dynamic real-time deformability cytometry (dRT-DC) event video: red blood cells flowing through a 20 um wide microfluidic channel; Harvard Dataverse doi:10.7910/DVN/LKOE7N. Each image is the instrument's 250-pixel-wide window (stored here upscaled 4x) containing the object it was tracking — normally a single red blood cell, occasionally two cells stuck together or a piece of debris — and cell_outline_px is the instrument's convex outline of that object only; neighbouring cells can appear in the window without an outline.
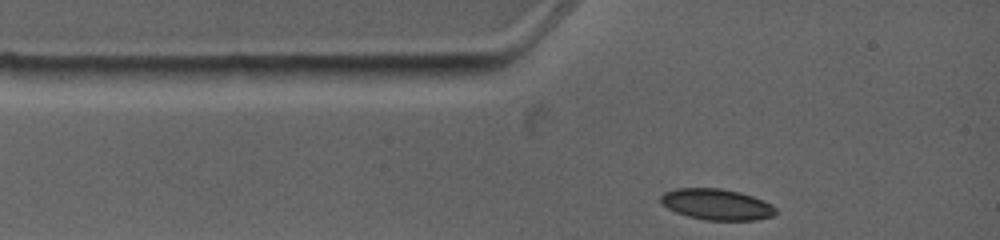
{"species": "common noctule bat (a hibernating species)", "species_latin": "Nyctalus noctula", "temperature_condition": "warm", "stored_images_in_passage": 3, "camera_frame_rate_fps": 4500, "um_per_image_px": 0.085, "animal": {"sex": "female", "body_mass_g": 19.0, "forearm_length_mm": 53.3}, "frame": {"image": 1, "passage_image": 1, "time_ms": 0.0, "image_size_px": [1000, 240], "cell_outline_px": [[776, 212], [772, 216], [756, 220], [704, 220], [688, 216], [676, 212], [668, 208], [660, 200], [660, 196], [664, 192], [676, 188], [720, 188], [740, 192], [752, 196], [772, 204], [776, 208]], "centroid_in_image_um": [60.92, 17.37], "position_along_channel_um": 24.1, "area_um2": 20.75}}